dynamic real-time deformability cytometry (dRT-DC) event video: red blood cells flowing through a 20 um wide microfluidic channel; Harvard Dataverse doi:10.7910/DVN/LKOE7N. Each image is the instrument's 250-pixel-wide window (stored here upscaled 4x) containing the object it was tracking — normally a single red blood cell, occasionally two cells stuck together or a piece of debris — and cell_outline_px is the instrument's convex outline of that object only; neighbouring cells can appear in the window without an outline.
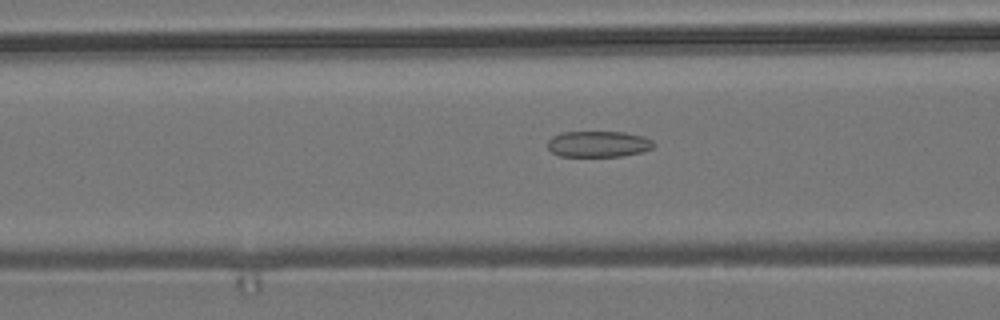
{"species": "common noctule bat (a hibernating species)", "species_latin": "Nyctalus noctula", "temperature_condition": "room temperature", "stored_images_in_passage": 16, "camera_frame_rate_fps": 3000, "um_per_image_px": 0.085, "animal": {"sex": "male", "body_mass_g": 19.2, "forearm_length_mm": 51.8}, "frame": {"image": 1, "passage_image": 10, "time_ms": 3.0, "image_size_px": [1000, 320], "cell_outline_px": [[656, 144], [652, 148], [640, 152], [620, 156], [560, 156], [552, 152], [548, 148], [548, 140], [552, 136], [564, 132], [624, 132], [644, 136], [652, 140]], "centroid_in_image_um": [50.87, 12.24], "position_along_channel_um": 115.7, "area_um2": 16.07}}
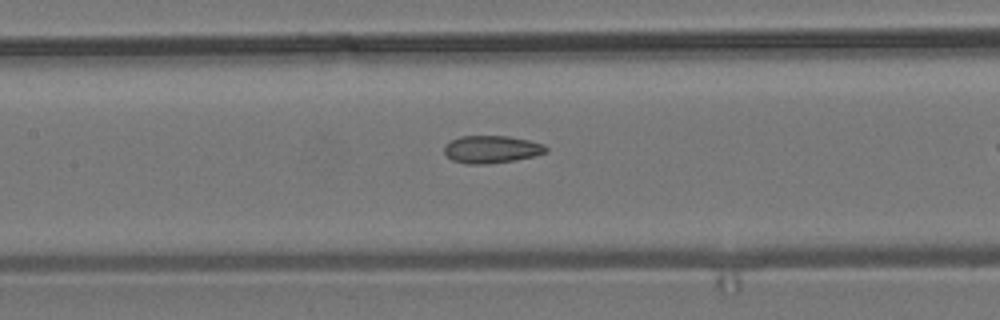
{"frame": {"image": 2, "passage_image": 14, "time_ms": 4.333, "image_size_px": [1000, 320], "cell_outline_px": [[548, 152], [536, 156], [488, 164], [468, 164], [452, 160], [444, 152], [444, 148], [452, 140], [460, 136], [508, 136], [528, 140], [544, 144], [548, 148]], "centroid_in_image_um": [41.82, 12.69], "position_along_channel_um": 165.6, "area_um2": 16.24}}